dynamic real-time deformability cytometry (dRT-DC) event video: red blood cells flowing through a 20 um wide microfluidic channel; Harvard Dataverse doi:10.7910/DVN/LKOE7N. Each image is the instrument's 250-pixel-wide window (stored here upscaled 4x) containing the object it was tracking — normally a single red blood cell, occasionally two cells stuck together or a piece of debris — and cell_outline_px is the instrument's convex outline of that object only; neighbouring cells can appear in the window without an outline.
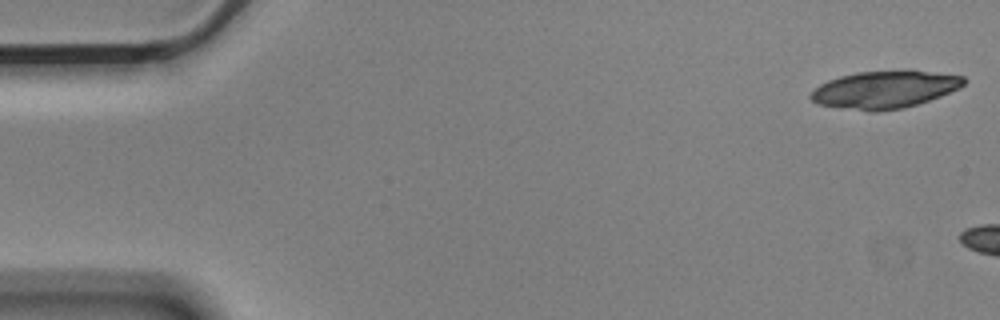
{"species": "Egyptian fruit bat (a non-hibernating species)", "species_latin": "Rousettus aegyptiacus", "temperature_condition": "cold", "stored_images_in_passage": 10, "camera_frame_rate_fps": 3000, "um_per_image_px": 0.085, "animal": {"sex": "male"}, "frame": {"image": 1, "passage_image": 1, "time_ms": 0.0, "image_size_px": [1000, 320], "cell_outline_px": [[968, 80], [960, 88], [940, 96], [904, 108], [876, 112], [872, 112], [816, 104], [808, 96], [820, 84], [828, 80], [840, 76], [856, 72], [924, 72], [964, 76]], "centroid_in_image_um": [75.16, 7.64], "position_along_channel_um": 9.8, "area_um2": 32.77}}